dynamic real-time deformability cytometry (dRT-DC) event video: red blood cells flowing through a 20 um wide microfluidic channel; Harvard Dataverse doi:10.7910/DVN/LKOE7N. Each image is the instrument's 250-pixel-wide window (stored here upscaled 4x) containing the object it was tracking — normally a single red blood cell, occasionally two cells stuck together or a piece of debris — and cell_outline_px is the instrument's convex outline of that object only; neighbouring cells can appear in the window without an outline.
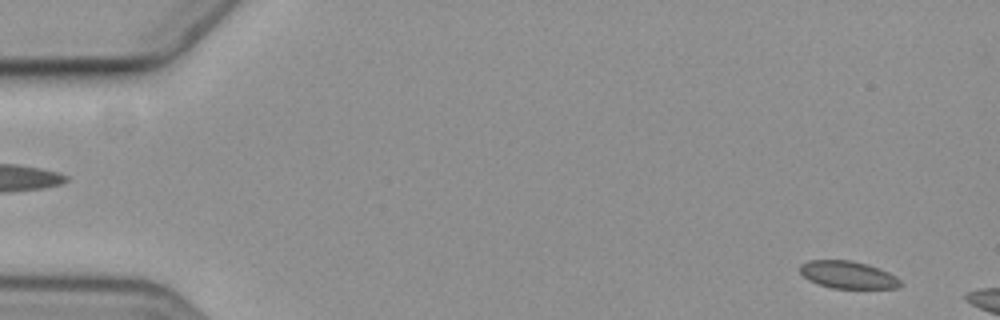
{"species": "common noctule bat (a hibernating species)", "species_latin": "Nyctalus noctula", "temperature_condition": "cold", "stored_images_in_passage": 10, "camera_frame_rate_fps": 3000, "um_per_image_px": 0.085, "animal": {"sex": "female", "body_mass_g": 19.3, "forearm_length_mm": 54.1}, "frame": {"image": 1, "passage_image": 4, "time_ms": 1.0, "image_size_px": [1000, 320], "cell_outline_px": [[900, 284], [896, 288], [832, 288], [808, 280], [800, 272], [800, 264], [808, 260], [852, 260], [868, 264], [880, 268], [896, 276], [900, 280]], "centroid_in_image_um": [72.06, 23.34], "position_along_channel_um": 12.9, "area_um2": 16.01}}